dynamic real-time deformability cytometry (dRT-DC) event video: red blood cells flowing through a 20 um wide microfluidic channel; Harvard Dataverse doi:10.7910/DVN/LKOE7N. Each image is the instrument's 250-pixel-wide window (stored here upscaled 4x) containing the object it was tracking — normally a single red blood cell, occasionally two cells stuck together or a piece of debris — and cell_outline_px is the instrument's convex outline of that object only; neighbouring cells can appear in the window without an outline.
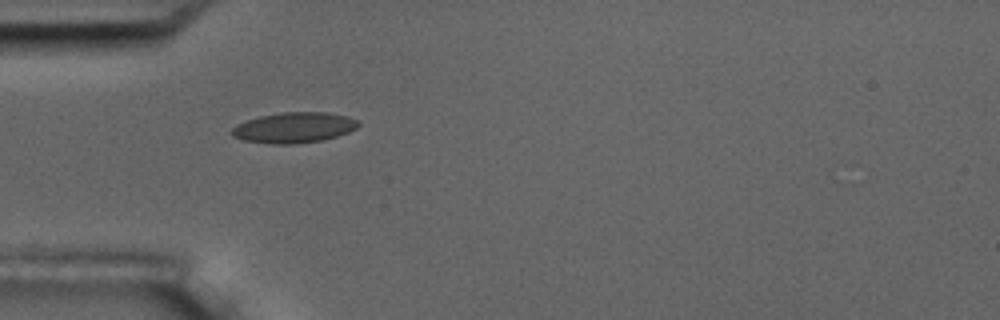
{"species": "common noctule bat (a hibernating species)", "species_latin": "Nyctalus noctula", "temperature_condition": "room temperature", "stored_images_in_passage": 2, "camera_frame_rate_fps": 3000, "um_per_image_px": 0.085, "animal": {"sex": "male", "body_mass_g": 17.5, "forearm_length_mm": 52.3}, "frame": {"image": 1, "passage_image": 1, "time_ms": 0.0, "image_size_px": [1000, 320], "cell_outline_px": [[360, 124], [356, 128], [348, 132], [324, 140], [296, 144], [272, 144], [244, 140], [232, 136], [232, 128], [236, 124], [260, 116], [280, 112], [328, 112], [348, 116], [356, 120]], "centroid_in_image_um": [25.0, 10.84], "position_along_channel_um": 60.0, "area_um2": 22.54}}